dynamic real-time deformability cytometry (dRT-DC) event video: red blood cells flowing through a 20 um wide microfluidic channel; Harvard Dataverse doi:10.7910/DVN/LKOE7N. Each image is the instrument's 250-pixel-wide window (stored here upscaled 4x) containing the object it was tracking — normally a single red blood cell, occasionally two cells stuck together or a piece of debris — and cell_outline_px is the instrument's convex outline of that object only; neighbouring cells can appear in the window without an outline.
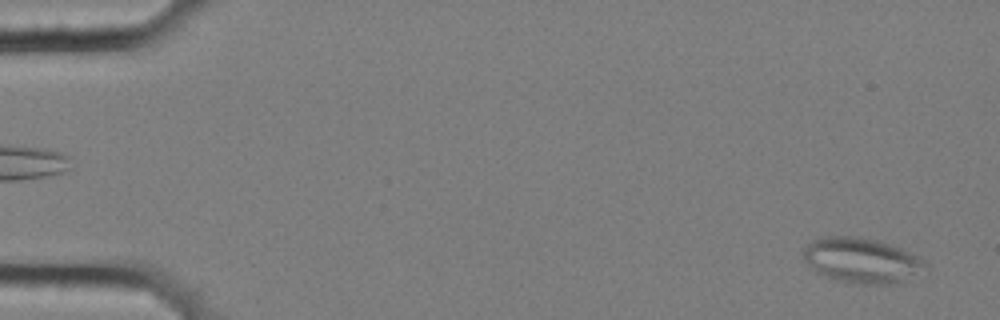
{"species": "common noctule bat (a hibernating species)", "species_latin": "Nyctalus noctula", "temperature_condition": "cold", "stored_images_in_passage": 56, "camera_frame_rate_fps": 3000, "um_per_image_px": 0.085, "animal": {"sex": "female", "body_mass_g": 25.1}, "frame": {"image": 1, "passage_image": 2, "time_ms": 0.333, "image_size_px": [1000, 320], "cell_outline_px": [[928, 264], [900, 284], [856, 284], [832, 280], [812, 272], [804, 260], [800, 252], [812, 240], [820, 236], [856, 236], [880, 240], [900, 248], [924, 260]], "centroid_in_image_um": [73.12, 22.14], "position_along_channel_um": 11.9, "area_um2": 32.66}}
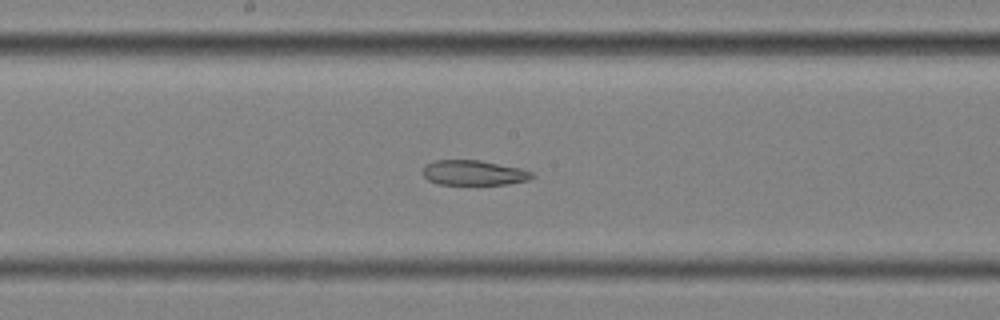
{"frame": {"image": 2, "passage_image": 30, "time_ms": 9.667, "image_size_px": [1000, 320], "cell_outline_px": [[536, 176], [528, 180], [508, 184], [436, 184], [428, 180], [424, 176], [424, 164], [432, 160], [480, 160], [520, 168], [532, 172]], "centroid_in_image_um": [40.26, 14.68], "position_along_channel_um": 207.9, "area_um2": 15.95}}
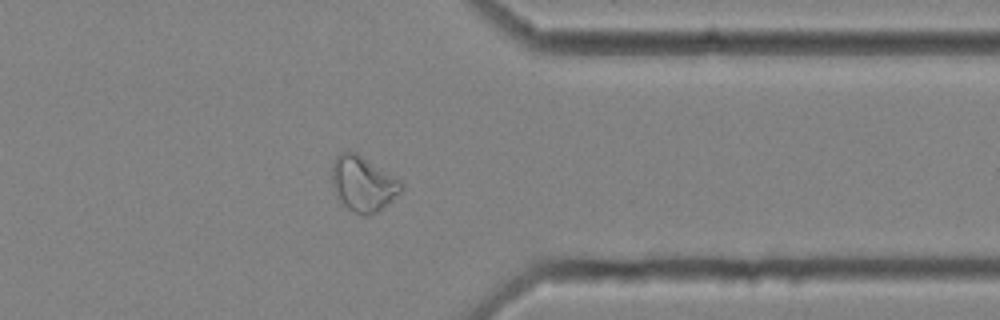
{"frame": {"image": 3, "passage_image": 45, "time_ms": 14.667, "image_size_px": [1000, 320], "cell_outline_px": [[404, 188], [392, 200], [376, 212], [368, 216], [360, 216], [352, 212], [340, 200], [332, 184], [332, 164], [336, 156], [340, 152], [356, 152], [400, 180], [404, 184]], "centroid_in_image_um": [30.86, 15.63], "position_along_channel_um": 380.5, "area_um2": 22.14}, "authors_computed_cell_mechanics": {"area_um2": 23.8714, "velocity_mm_per_s": 3.562, "shape_relaxation_time_tau1_ms": null, "shape_relaxation_time_tau2_ms": 5.671, "deformation_change_tau1": null, "deformation_change_tau2": 0.1127}}